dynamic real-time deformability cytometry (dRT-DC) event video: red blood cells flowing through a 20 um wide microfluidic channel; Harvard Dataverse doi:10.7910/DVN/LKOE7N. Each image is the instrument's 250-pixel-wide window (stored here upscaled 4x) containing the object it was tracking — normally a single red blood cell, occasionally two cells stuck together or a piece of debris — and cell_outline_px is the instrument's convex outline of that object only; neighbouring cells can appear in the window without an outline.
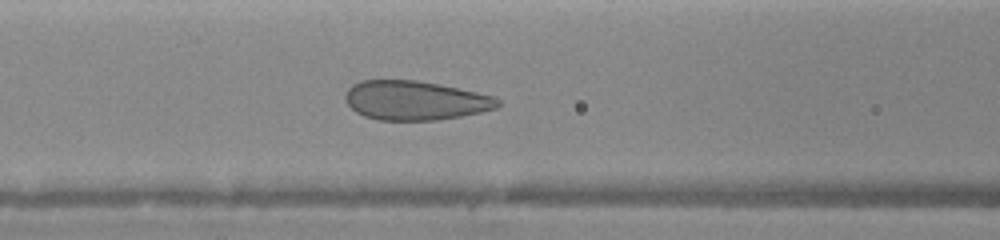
{"species": "human", "species_latin": "Homo sapiens", "temperature_condition": "warm", "stored_images_in_passage": 30, "camera_frame_rate_fps": 3000, "um_per_image_px": 0.085, "donor": {"sex": "female"}, "frame": {"image": 1, "passage_image": 5, "time_ms": 1.333, "image_size_px": [1000, 240], "cell_outline_px": [[500, 104], [496, 108], [480, 112], [460, 116], [436, 120], [376, 120], [364, 116], [356, 112], [344, 100], [344, 96], [348, 88], [352, 84], [360, 80], [416, 80], [440, 84], [496, 96], [500, 100]], "centroid_in_image_um": [35.27, 8.53], "position_along_channel_um": 131.3, "area_um2": 35.03}}
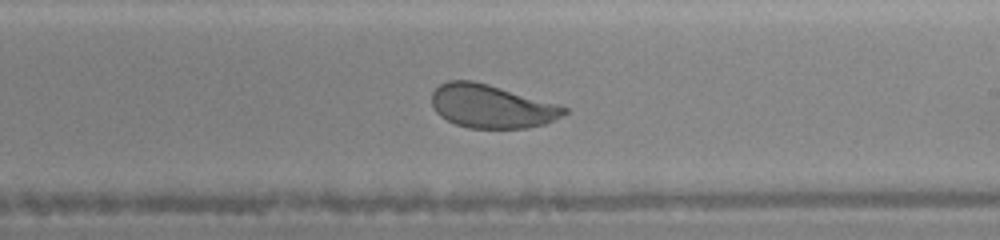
{"frame": {"image": 2, "passage_image": 13, "time_ms": 4.0, "image_size_px": [1000, 240], "cell_outline_px": [[568, 112], [544, 124], [528, 128], [468, 128], [456, 124], [440, 116], [432, 108], [432, 92], [440, 84], [448, 80], [472, 80], [488, 84], [560, 104], [568, 108]], "centroid_in_image_um": [41.77, 9.03], "position_along_channel_um": 247.2, "area_um2": 33.58}}
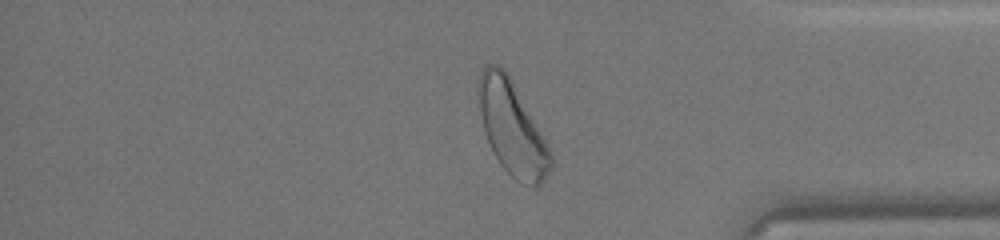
{"frame": {"image": 3, "passage_image": 24, "time_ms": 7.667, "image_size_px": [1000, 240], "cell_outline_px": [[552, 168], [544, 180], [536, 188], [532, 188], [520, 184], [500, 164], [492, 152], [484, 128], [480, 112], [480, 72], [488, 64], [500, 64], [508, 72], [544, 140], [552, 156]], "centroid_in_image_um": [43.54, 10.94], "position_along_channel_um": 391.7, "area_um2": 38.55}}